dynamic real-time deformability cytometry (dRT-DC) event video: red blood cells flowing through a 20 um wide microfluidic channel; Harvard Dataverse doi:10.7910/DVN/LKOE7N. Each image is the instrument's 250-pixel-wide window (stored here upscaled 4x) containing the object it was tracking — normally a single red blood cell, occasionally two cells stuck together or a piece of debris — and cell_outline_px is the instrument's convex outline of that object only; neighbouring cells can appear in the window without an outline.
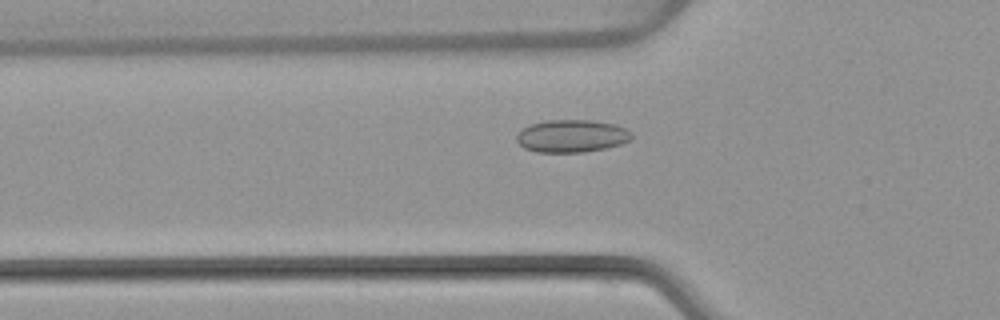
{"species": "common noctule bat (a hibernating species)", "species_latin": "Nyctalus noctula", "temperature_condition": "warm", "stored_images_in_passage": 50, "camera_frame_rate_fps": 3000, "um_per_image_px": 0.085, "animal": {"sex": "female", "body_mass_g": 22.7, "forearm_length_mm": 54.2}, "frame": {"image": 1, "passage_image": 17, "time_ms": 5.333, "image_size_px": [1000, 320], "cell_outline_px": [[632, 136], [628, 140], [620, 144], [604, 148], [584, 152], [536, 152], [524, 148], [516, 140], [516, 136], [524, 128], [532, 124], [544, 120], [592, 120], [612, 124], [624, 128], [632, 132]], "centroid_in_image_um": [48.57, 11.56], "position_along_channel_um": 77.2, "area_um2": 21.62}}
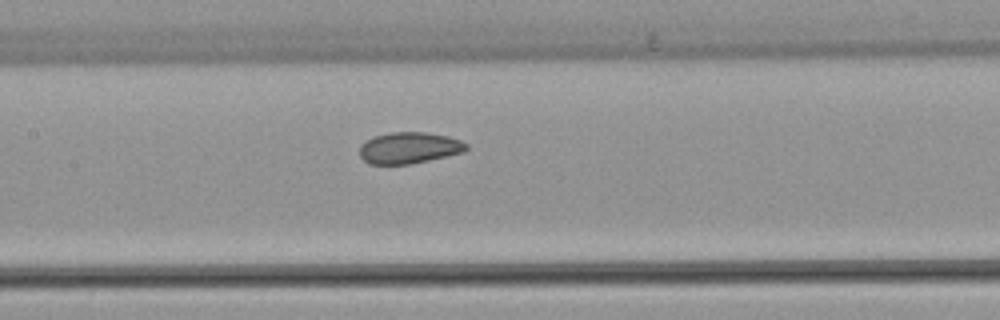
{"frame": {"image": 2, "passage_image": 24, "time_ms": 7.667, "image_size_px": [1000, 320], "cell_outline_px": [[468, 148], [464, 152], [428, 160], [408, 164], [368, 164], [360, 156], [360, 144], [372, 136], [392, 132], [424, 132], [448, 136], [460, 140], [468, 144]], "centroid_in_image_um": [34.76, 12.56], "position_along_channel_um": 172.6, "area_um2": 19.54}}
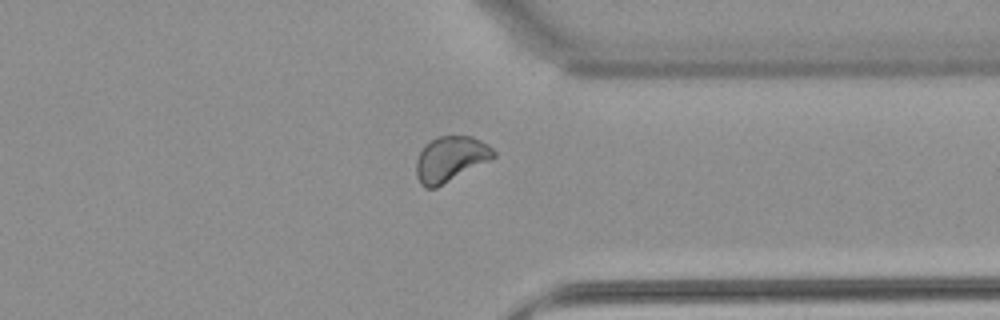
{"frame": {"image": 3, "passage_image": 39, "time_ms": 12.667, "image_size_px": [1000, 320], "cell_outline_px": [[496, 156], [436, 188], [424, 188], [420, 184], [416, 176], [416, 160], [420, 152], [436, 136], [472, 136], [488, 144], [496, 152]], "centroid_in_image_um": [38.28, 13.52], "position_along_channel_um": 373.1, "area_um2": 20.17}, "authors_computed_cell_mechanics": {"area_um2": 20.519, "velocity_mm_per_s": 4.0628, "shape_relaxation_time_tau1_ms": null, "shape_relaxation_time_tau2_ms": 1.4906, "deformation_change_tau1": null, "deformation_change_tau2": 0.046}}